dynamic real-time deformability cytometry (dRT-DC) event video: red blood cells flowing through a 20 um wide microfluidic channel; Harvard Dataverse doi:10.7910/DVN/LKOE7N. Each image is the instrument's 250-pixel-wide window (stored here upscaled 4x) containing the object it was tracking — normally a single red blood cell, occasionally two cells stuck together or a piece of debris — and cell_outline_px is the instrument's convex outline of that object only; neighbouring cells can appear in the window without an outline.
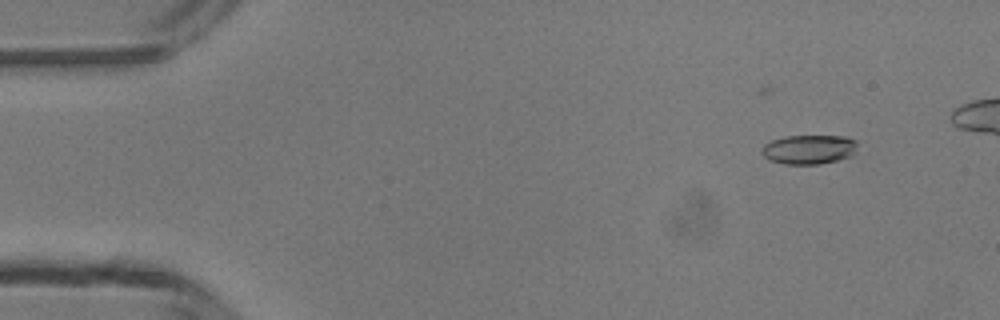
{"species": "common noctule bat (a hibernating species)", "species_latin": "Nyctalus noctula", "temperature_condition": "room temperature", "stored_images_in_passage": 43, "camera_frame_rate_fps": 3000, "um_per_image_px": 0.085, "animal": {"sex": "male", "body_mass_g": 13.3}, "frame": {"image": 1, "passage_image": 4, "time_ms": 1.0, "image_size_px": [1000, 320], "cell_outline_px": [[856, 144], [852, 156], [820, 164], [784, 164], [768, 160], [760, 152], [764, 144], [772, 140], [784, 136], [844, 136], [856, 140]], "centroid_in_image_um": [68.72, 12.7], "position_along_channel_um": 16.3, "area_um2": 16.36}}
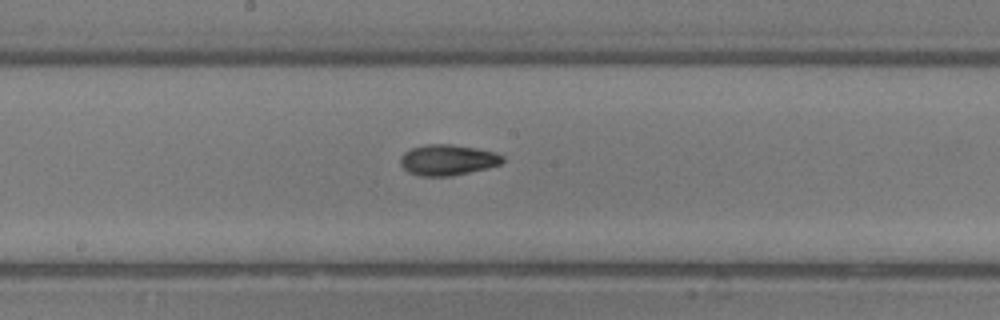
{"frame": {"image": 2, "passage_image": 25, "time_ms": 8.0, "image_size_px": [1000, 320], "cell_outline_px": [[504, 160], [500, 164], [488, 168], [452, 176], [420, 176], [408, 172], [400, 164], [400, 156], [404, 152], [412, 148], [424, 144], [452, 144], [476, 148], [496, 152], [504, 156]], "centroid_in_image_um": [38.05, 13.59], "position_along_channel_um": 210.1, "area_um2": 18.5}}
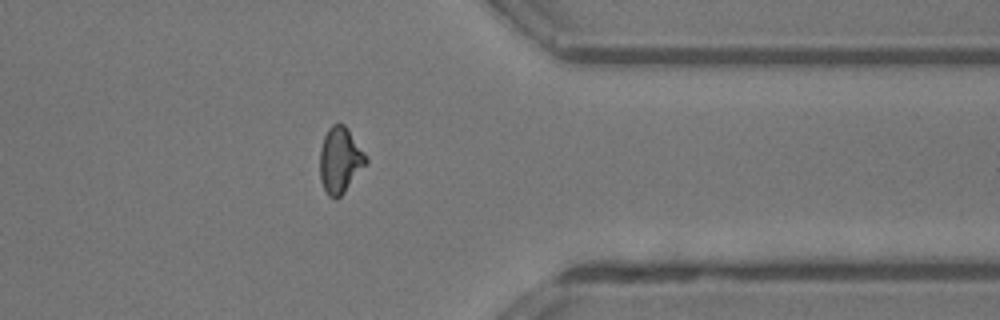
{"frame": {"image": 3, "passage_image": 38, "time_ms": 12.333, "image_size_px": [1000, 320], "cell_outline_px": [[368, 160], [344, 192], [336, 200], [328, 196], [320, 180], [320, 148], [324, 136], [328, 128], [332, 124], [344, 124], [348, 128], [364, 152]], "centroid_in_image_um": [28.88, 13.6], "position_along_channel_um": 382.5, "area_um2": 17.51}}